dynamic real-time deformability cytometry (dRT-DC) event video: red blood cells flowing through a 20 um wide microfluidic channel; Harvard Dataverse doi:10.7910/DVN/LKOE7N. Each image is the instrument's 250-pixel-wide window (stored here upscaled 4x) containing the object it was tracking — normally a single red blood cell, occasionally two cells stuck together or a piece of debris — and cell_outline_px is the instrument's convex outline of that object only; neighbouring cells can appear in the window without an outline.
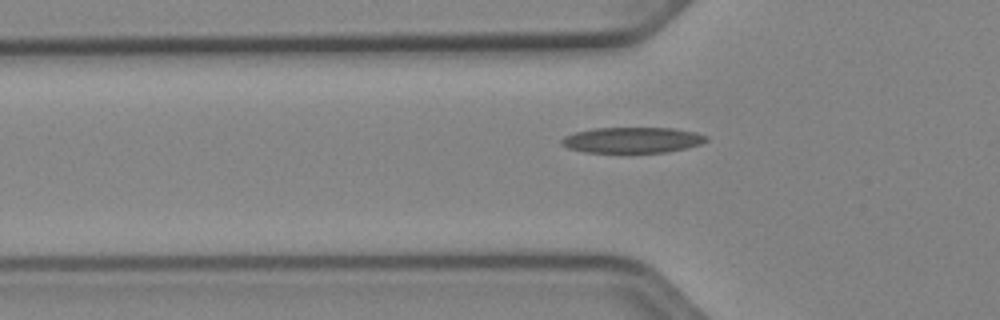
{"species": "Egyptian fruit bat (a non-hibernating species)", "species_latin": "Rousettus aegyptiacus", "temperature_condition": "cold", "stored_images_in_passage": 35, "camera_frame_rate_fps": 3000, "um_per_image_px": 0.085, "animal": {"sex": "female"}, "frame": {"image": 1, "passage_image": 2, "time_ms": 0.333, "image_size_px": [1000, 320], "cell_outline_px": [[708, 140], [700, 144], [668, 152], [584, 152], [568, 148], [560, 144], [560, 140], [564, 136], [576, 132], [592, 128], [672, 128], [696, 132], [708, 136]], "centroid_in_image_um": [53.73, 11.9], "position_along_channel_um": 72.1, "area_um2": 21.68}}
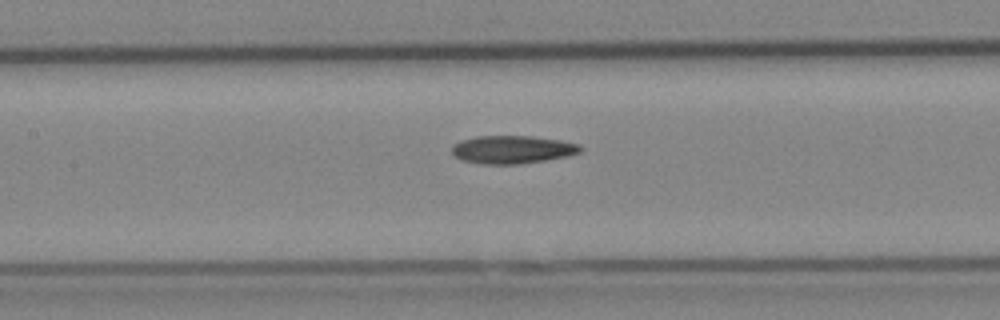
{"frame": {"image": 2, "passage_image": 9, "time_ms": 2.667, "image_size_px": [1000, 320], "cell_outline_px": [[584, 148], [580, 152], [568, 156], [520, 164], [480, 164], [460, 160], [452, 152], [452, 148], [460, 140], [476, 136], [532, 136], [560, 140], [580, 144]], "centroid_in_image_um": [43.57, 12.71], "position_along_channel_um": 163.8, "area_um2": 21.04}}
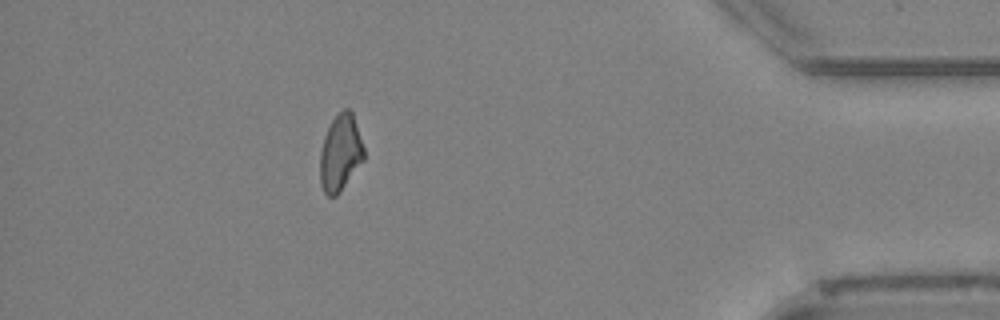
{"frame": {"image": 3, "passage_image": 31, "time_ms": 10.0, "image_size_px": [1000, 320], "cell_outline_px": [[364, 160], [340, 192], [336, 196], [328, 196], [324, 192], [320, 184], [320, 152], [324, 136], [332, 120], [344, 108], [348, 108], [352, 112], [364, 148]], "centroid_in_image_um": [28.93, 13.02], "position_along_channel_um": 406.3, "area_um2": 19.48}, "authors_computed_cell_mechanics": {"area_um2": 20.3456, "velocity_mm_per_s": 3.9345, "shape_relaxation_time_tau1_ms": null, "shape_relaxation_time_tau2_ms": 5.0165, "deformation_change_tau1": null, "deformation_change_tau2": 0.1263}}